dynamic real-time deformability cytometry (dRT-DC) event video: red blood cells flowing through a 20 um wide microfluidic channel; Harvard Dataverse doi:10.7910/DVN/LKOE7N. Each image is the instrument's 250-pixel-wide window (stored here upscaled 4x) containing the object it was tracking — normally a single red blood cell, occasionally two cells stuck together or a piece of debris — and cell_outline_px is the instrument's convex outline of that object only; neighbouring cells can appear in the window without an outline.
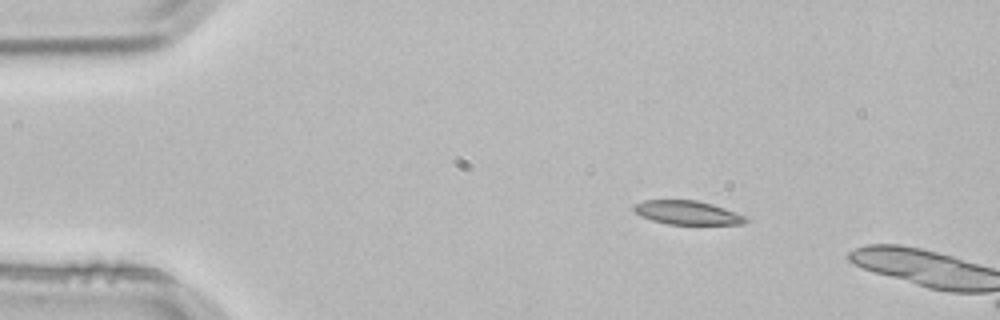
{"species": "common noctule bat (a hibernating species)", "species_latin": "Nyctalus noctula", "temperature_condition": "room temperature", "stored_images_in_passage": 2, "camera_frame_rate_fps": 3000, "um_per_image_px": 0.085, "animal": {"sex": "male", "body_mass_g": 21.5, "forearm_length_mm": 52.0}, "frame": {"image": 1, "passage_image": 1, "time_ms": 0.0, "image_size_px": [1000, 320], "cell_outline_px": [[748, 220], [744, 224], [668, 224], [652, 220], [640, 216], [632, 208], [632, 204], [644, 200], [696, 200], [712, 204], [748, 216]], "centroid_in_image_um": [58.42, 18.07], "position_along_channel_um": 26.6, "area_um2": 15.61}}